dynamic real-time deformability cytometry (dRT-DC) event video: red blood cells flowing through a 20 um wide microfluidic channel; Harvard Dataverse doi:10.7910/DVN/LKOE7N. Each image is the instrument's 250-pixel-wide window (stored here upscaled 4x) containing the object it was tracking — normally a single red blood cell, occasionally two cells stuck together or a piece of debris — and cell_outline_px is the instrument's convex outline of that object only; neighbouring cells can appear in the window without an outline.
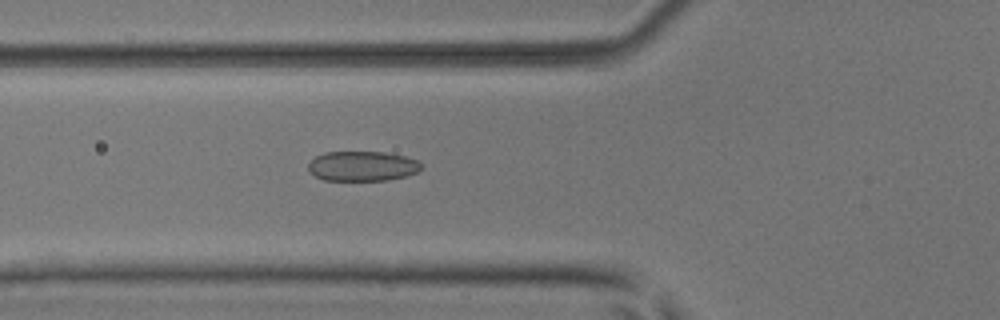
{"species": "common noctule bat (a hibernating species)", "species_latin": "Nyctalus noctula", "temperature_condition": "room temperature", "stored_images_in_passage": 48, "camera_frame_rate_fps": 3000, "um_per_image_px": 0.085, "animal": {"sex": "male", "body_mass_g": 17.9, "forearm_length_mm": 54.2}, "frame": {"image": 1, "passage_image": 16, "time_ms": 5.0, "image_size_px": [1000, 320], "cell_outline_px": [[424, 164], [416, 172], [408, 176], [388, 180], [324, 180], [308, 172], [308, 164], [316, 156], [324, 152], [384, 152], [404, 156], [420, 160]], "centroid_in_image_um": [30.82, 14.12], "position_along_channel_um": 95.0, "area_um2": 19.83}}
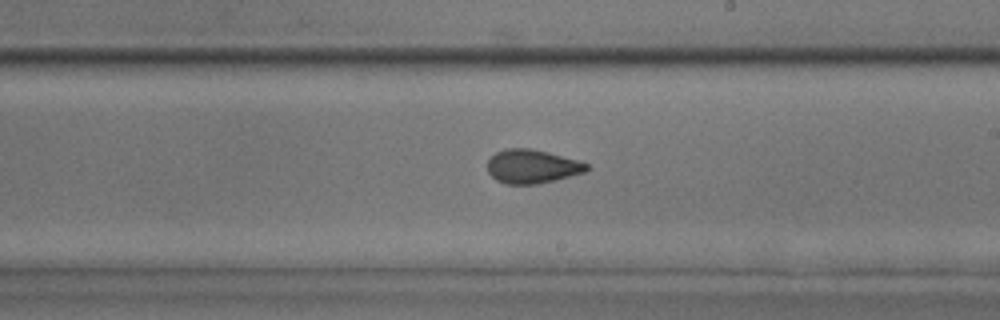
{"frame": {"image": 2, "passage_image": 27, "time_ms": 8.667, "image_size_px": [1000, 320], "cell_outline_px": [[588, 168], [584, 172], [536, 184], [504, 184], [496, 180], [488, 172], [488, 160], [496, 152], [504, 148], [532, 148], [548, 152], [576, 160], [588, 164]], "centroid_in_image_um": [45.17, 14.14], "position_along_channel_um": 243.8, "area_um2": 19.31}}
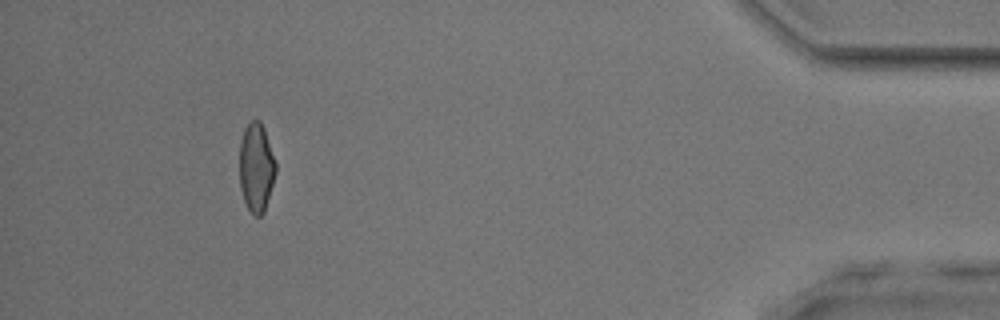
{"frame": {"image": 3, "passage_image": 44, "time_ms": 14.333, "image_size_px": [1000, 320], "cell_outline_px": [[276, 172], [264, 212], [260, 216], [256, 216], [248, 208], [244, 200], [240, 188], [240, 140], [244, 128], [252, 120], [260, 120], [264, 128], [276, 164]], "centroid_in_image_um": [21.77, 14.22], "position_along_channel_um": 413.4, "area_um2": 18.61}, "authors_computed_cell_mechanics": {"area_um2": 19.652, "velocity_mm_per_s": 4.0613, "shape_relaxation_time_tau1_ms": 3.9633, "shape_relaxation_time_tau2_ms": 1.5842, "deformation_change_tau1": 0.1175, "deformation_change_tau2": 0.0651}}